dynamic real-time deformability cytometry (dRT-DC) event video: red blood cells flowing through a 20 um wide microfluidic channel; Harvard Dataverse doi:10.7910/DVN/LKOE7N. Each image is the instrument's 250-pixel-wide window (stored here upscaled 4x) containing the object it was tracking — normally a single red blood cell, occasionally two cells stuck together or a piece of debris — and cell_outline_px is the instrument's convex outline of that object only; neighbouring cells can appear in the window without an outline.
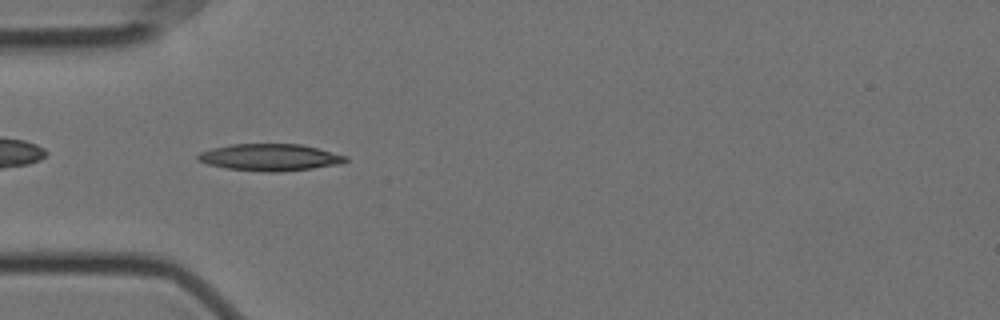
{"species": "Egyptian fruit bat (a non-hibernating species)", "species_latin": "Rousettus aegyptiacus", "temperature_condition": "cold", "stored_images_in_passage": 5, "camera_frame_rate_fps": 3000, "um_per_image_px": 0.085, "animal": {"sex": "female"}, "frame": {"image": 1, "passage_image": 3, "time_ms": 0.667, "image_size_px": [1000, 320], "cell_outline_px": [[348, 160], [340, 164], [312, 168], [276, 172], [264, 172], [228, 168], [208, 164], [200, 160], [196, 156], [200, 152], [212, 148], [232, 144], [300, 144], [348, 156]], "centroid_in_image_um": [22.96, 13.37], "position_along_channel_um": 62.0, "area_um2": 22.89}}